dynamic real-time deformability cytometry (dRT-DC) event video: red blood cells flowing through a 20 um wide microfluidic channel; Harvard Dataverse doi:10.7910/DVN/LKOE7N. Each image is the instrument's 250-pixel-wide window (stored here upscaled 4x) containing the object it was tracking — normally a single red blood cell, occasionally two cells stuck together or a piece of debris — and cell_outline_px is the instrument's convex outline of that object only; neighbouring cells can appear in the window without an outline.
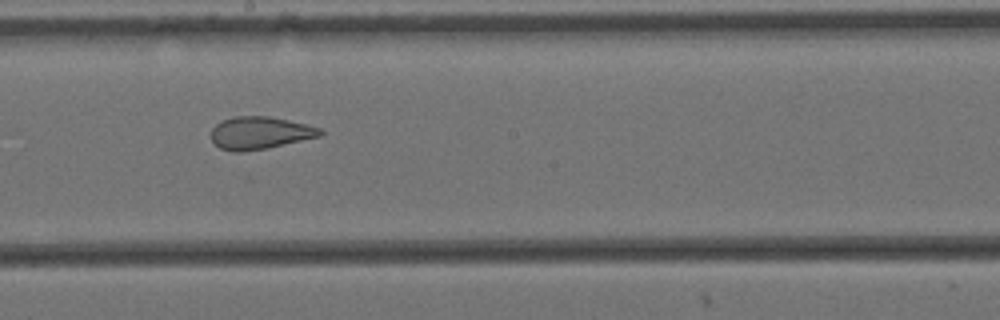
{"species": "Egyptian fruit bat (a non-hibernating species)", "species_latin": "Rousettus aegyptiacus", "temperature_condition": "cold", "stored_images_in_passage": 10, "camera_frame_rate_fps": 3000, "um_per_image_px": 0.085, "animal": {"sex": "female"}, "frame": {"image": 1, "passage_image": 9, "time_ms": 2.667, "image_size_px": [1000, 320], "cell_outline_px": [[324, 132], [320, 136], [268, 148], [240, 152], [232, 152], [220, 148], [212, 140], [212, 128], [216, 124], [224, 120], [236, 116], [268, 116], [288, 120], [320, 128]], "centroid_in_image_um": [22.08, 11.3], "position_along_channel_um": 226.1, "area_um2": 20.46}}
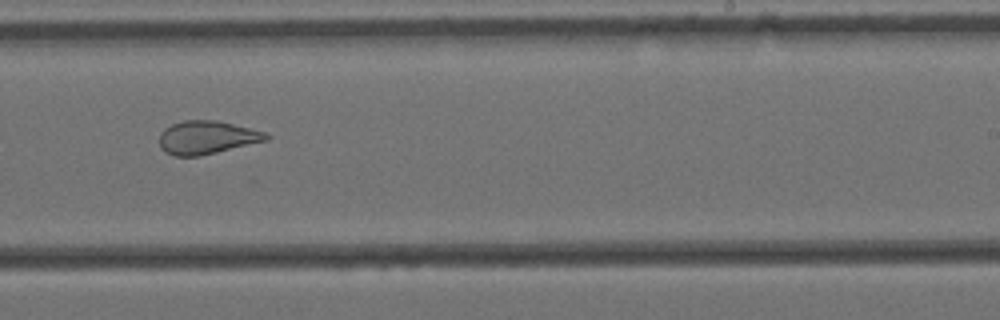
{"frame": {"image": 2, "passage_image": 10, "time_ms": 3.0, "image_size_px": [1000, 320], "cell_outline_px": [[272, 136], [268, 140], [200, 156], [176, 156], [164, 152], [160, 148], [160, 132], [164, 128], [172, 124], [184, 120], [216, 120], [268, 132]], "centroid_in_image_um": [17.6, 11.68], "position_along_channel_um": 271.4, "area_um2": 20.87}}